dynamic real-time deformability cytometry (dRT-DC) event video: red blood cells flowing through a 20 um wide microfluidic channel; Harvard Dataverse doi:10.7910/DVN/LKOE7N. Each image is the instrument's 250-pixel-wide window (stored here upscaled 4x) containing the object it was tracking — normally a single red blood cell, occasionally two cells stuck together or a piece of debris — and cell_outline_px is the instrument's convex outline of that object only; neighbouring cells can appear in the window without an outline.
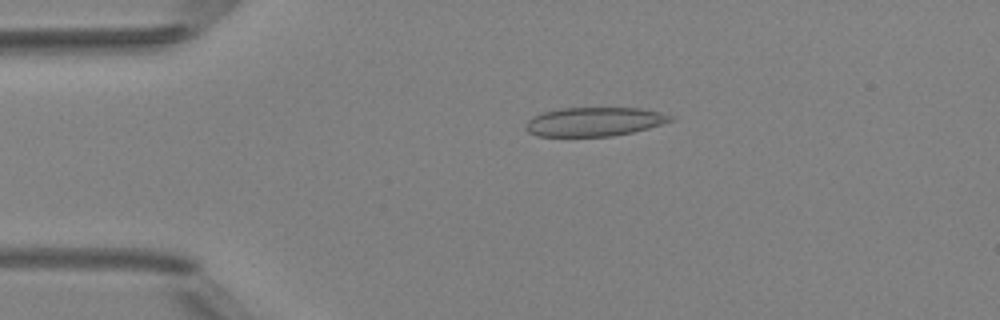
{"species": "Egyptian fruit bat (a non-hibernating species)", "species_latin": "Rousettus aegyptiacus", "temperature_condition": "room temperature", "stored_images_in_passage": 5, "camera_frame_rate_fps": 3000, "um_per_image_px": 0.085, "animal": {"sex": "female"}, "frame": {"image": 1, "passage_image": 5, "time_ms": 4.667, "image_size_px": [1000, 320], "cell_outline_px": [[676, 120], [648, 128], [632, 132], [612, 136], [536, 136], [528, 132], [524, 128], [524, 124], [532, 116], [540, 112], [560, 108], [640, 108], [660, 112], [676, 116]], "centroid_in_image_um": [50.5, 10.34], "position_along_channel_um": 34.5, "area_um2": 24.74}}